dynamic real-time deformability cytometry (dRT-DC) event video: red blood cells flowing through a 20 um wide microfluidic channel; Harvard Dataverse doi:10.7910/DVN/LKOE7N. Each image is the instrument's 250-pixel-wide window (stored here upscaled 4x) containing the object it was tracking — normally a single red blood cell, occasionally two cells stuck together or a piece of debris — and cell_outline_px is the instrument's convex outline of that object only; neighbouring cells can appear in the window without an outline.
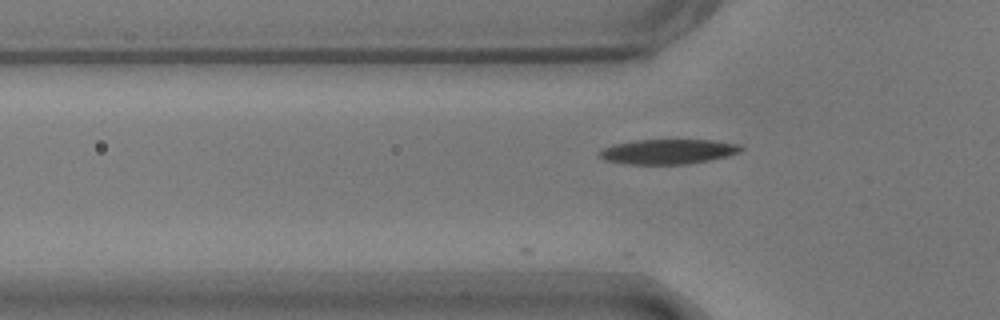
{"species": "common noctule bat (a hibernating species)", "species_latin": "Nyctalus noctula", "temperature_condition": "warm", "stored_images_in_passage": 2, "camera_frame_rate_fps": 3000, "um_per_image_px": 0.085, "animal": {"sex": "male", "body_mass_g": 17.9}, "frame": {"image": 1, "passage_image": 2, "time_ms": 0.333, "image_size_px": [1000, 320], "cell_outline_px": [[744, 148], [740, 152], [728, 156], [688, 164], [632, 164], [604, 160], [596, 152], [612, 144], [636, 140], [716, 140], [740, 144]], "centroid_in_image_um": [56.8, 12.88], "position_along_channel_um": 69.0, "area_um2": 20.58}}